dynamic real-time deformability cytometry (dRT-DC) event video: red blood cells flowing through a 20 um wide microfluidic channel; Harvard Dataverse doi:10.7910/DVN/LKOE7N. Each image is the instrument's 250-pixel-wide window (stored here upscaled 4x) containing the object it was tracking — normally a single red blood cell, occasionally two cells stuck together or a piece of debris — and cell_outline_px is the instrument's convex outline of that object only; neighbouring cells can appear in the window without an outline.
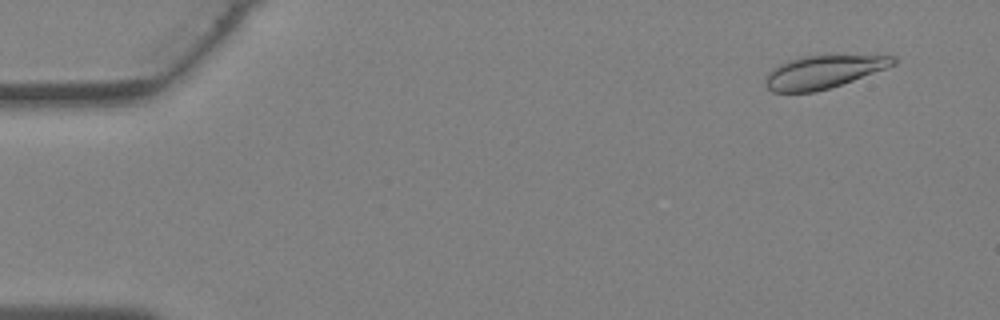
{"species": "Egyptian fruit bat (a non-hibernating species)", "species_latin": "Rousettus aegyptiacus", "temperature_condition": "warm", "stored_images_in_passage": 37, "camera_frame_rate_fps": 3000, "um_per_image_px": 0.085, "animal": {"sex": "female"}, "frame": {"image": 1, "passage_image": 3, "time_ms": 0.667, "image_size_px": [1000, 320], "cell_outline_px": [[896, 64], [852, 80], [816, 92], [772, 92], [764, 84], [764, 80], [768, 72], [772, 68], [788, 60], [800, 56], [896, 56]], "centroid_in_image_um": [69.9, 6.12], "position_along_channel_um": 15.1, "area_um2": 24.1}}
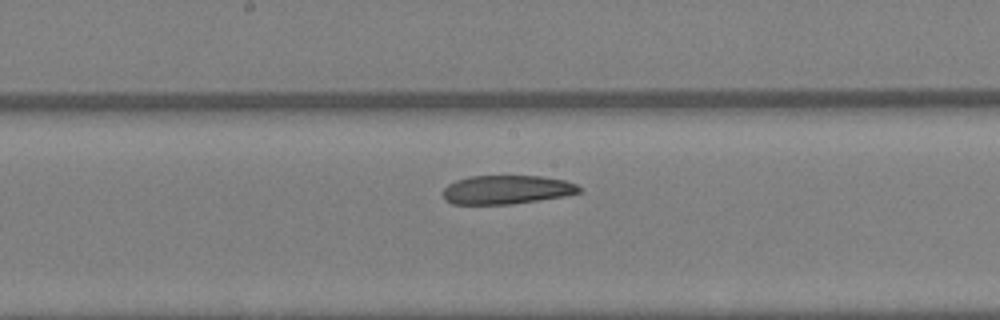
{"frame": {"image": 2, "passage_image": 20, "time_ms": 6.333, "image_size_px": [1000, 320], "cell_outline_px": [[580, 192], [564, 196], [512, 204], [452, 204], [444, 200], [444, 188], [448, 184], [456, 180], [468, 176], [544, 176], [564, 180], [576, 184], [580, 188]], "centroid_in_image_um": [43.04, 16.12], "position_along_channel_um": 205.2, "area_um2": 22.83}}
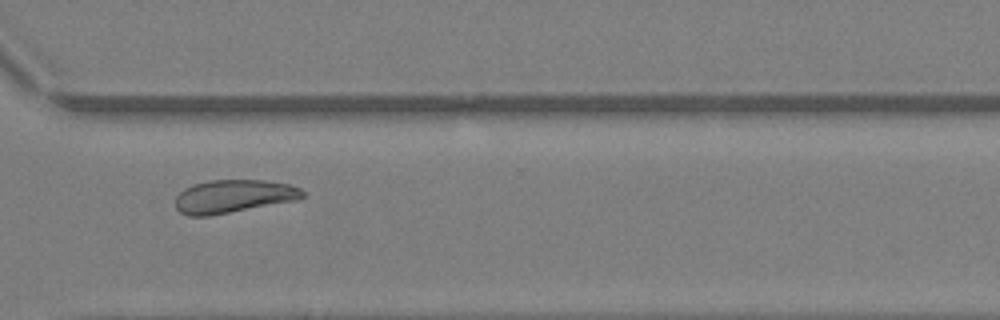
{"frame": {"image": 3, "passage_image": 28, "time_ms": 9.0, "image_size_px": [1000, 320], "cell_outline_px": [[304, 196], [296, 200], [208, 216], [188, 216], [180, 212], [176, 208], [176, 196], [184, 188], [192, 184], [208, 180], [264, 180], [288, 184], [300, 188], [304, 192]], "centroid_in_image_um": [19.81, 16.68], "position_along_channel_um": 350.8, "area_um2": 24.45}}